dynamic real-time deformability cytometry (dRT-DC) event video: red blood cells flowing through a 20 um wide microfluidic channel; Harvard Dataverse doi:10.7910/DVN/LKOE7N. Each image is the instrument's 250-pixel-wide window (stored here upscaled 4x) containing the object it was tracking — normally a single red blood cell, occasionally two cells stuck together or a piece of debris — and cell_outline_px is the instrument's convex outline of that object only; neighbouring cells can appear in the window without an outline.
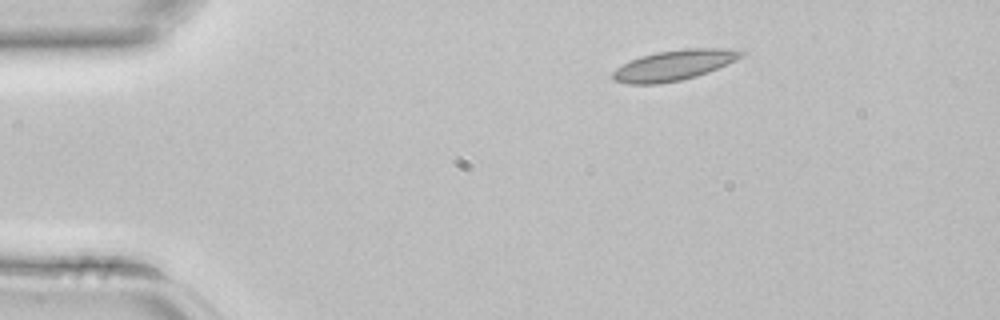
{"species": "common noctule bat (a hibernating species)", "species_latin": "Nyctalus noctula", "temperature_condition": "room temperature", "stored_images_in_passage": 2, "camera_frame_rate_fps": 3000, "um_per_image_px": 0.085, "animal": {"sex": "female", "body_mass_g": 22.7, "forearm_length_mm": 54.2}, "frame": {"image": 1, "passage_image": 1, "time_ms": 0.0, "image_size_px": [1000, 320], "cell_outline_px": [[744, 56], [736, 60], [708, 72], [696, 76], [680, 80], [660, 84], [628, 84], [616, 80], [612, 76], [612, 72], [616, 68], [640, 56], [656, 52], [684, 48], [724, 48], [744, 52]], "centroid_in_image_um": [57.29, 5.54], "position_along_channel_um": 27.7, "area_um2": 22.54}}